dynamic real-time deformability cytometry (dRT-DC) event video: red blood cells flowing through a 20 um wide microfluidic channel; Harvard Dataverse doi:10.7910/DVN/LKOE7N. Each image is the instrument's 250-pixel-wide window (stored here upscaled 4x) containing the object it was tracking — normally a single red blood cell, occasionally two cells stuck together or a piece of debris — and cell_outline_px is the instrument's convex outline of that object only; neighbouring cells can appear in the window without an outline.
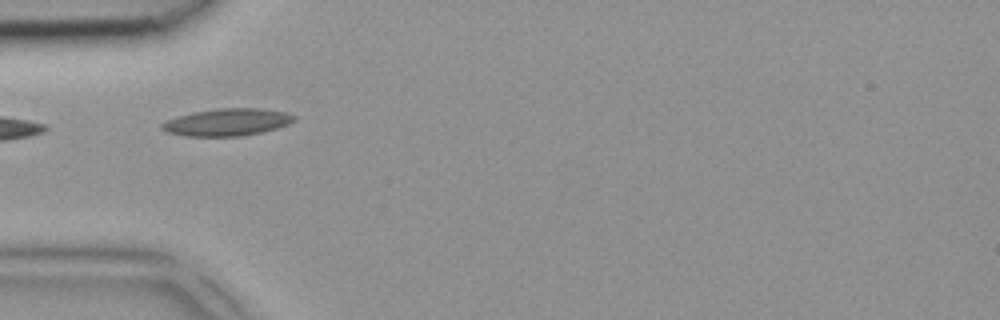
{"species": "common noctule bat (a hibernating species)", "species_latin": "Nyctalus noctula", "temperature_condition": "room temperature", "stored_images_in_passage": 4, "camera_frame_rate_fps": 3000, "um_per_image_px": 0.085, "animal": {"sex": "female", "body_mass_g": 18.4}, "frame": {"image": 1, "passage_image": 4, "time_ms": 1.0, "image_size_px": [1000, 320], "cell_outline_px": [[296, 120], [288, 124], [276, 128], [260, 132], [240, 136], [184, 136], [168, 132], [160, 128], [160, 124], [176, 116], [192, 112], [216, 108], [260, 108], [284, 112], [296, 116]], "centroid_in_image_um": [19.28, 10.38], "position_along_channel_um": 65.7, "area_um2": 20.98}}